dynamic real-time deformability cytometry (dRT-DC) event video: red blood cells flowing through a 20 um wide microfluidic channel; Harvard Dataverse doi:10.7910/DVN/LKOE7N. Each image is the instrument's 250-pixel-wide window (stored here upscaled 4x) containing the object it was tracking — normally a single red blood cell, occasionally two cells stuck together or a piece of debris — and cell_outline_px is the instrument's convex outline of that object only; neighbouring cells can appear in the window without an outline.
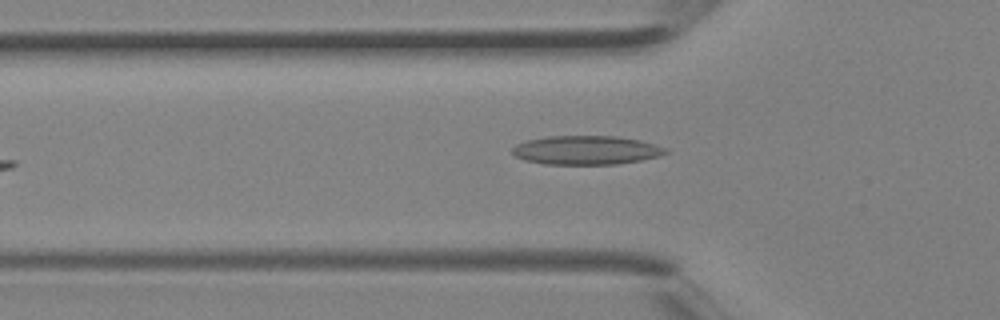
{"species": "Egyptian fruit bat (a non-hibernating species)", "species_latin": "Rousettus aegyptiacus", "temperature_condition": "room temperature", "stored_images_in_passage": 5, "camera_frame_rate_fps": 3000, "um_per_image_px": 0.085, "animal": {"sex": "female"}, "frame": {"image": 1, "passage_image": 5, "time_ms": 1.333, "image_size_px": [1000, 320], "cell_outline_px": [[668, 152], [656, 156], [640, 160], [616, 164], [544, 164], [524, 160], [516, 156], [512, 152], [512, 148], [516, 144], [528, 140], [548, 136], [616, 136], [640, 140], [656, 144], [668, 148]], "centroid_in_image_um": [49.82, 12.76], "position_along_channel_um": 76.0, "area_um2": 25.72}}